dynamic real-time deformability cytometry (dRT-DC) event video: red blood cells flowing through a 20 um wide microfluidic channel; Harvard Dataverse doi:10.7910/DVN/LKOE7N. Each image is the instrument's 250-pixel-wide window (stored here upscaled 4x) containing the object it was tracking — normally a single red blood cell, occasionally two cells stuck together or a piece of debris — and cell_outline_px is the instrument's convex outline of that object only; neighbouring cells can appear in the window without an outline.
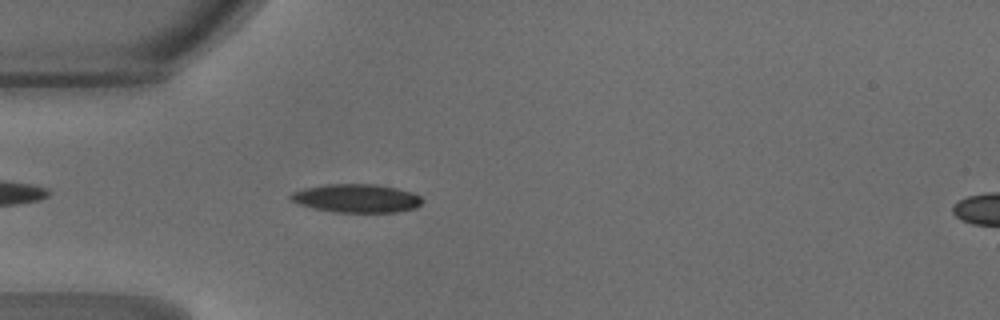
{"species": "common noctule bat (a hibernating species)", "species_latin": "Nyctalus noctula", "temperature_condition": "warm", "stored_images_in_passage": 33, "camera_frame_rate_fps": 3000, "um_per_image_px": 0.085, "animal": {"sex": "male", "body_mass_g": 18.8}, "frame": {"image": 1, "passage_image": 4, "time_ms": 1.0, "image_size_px": [1000, 320], "cell_outline_px": [[424, 200], [416, 208], [396, 212], [332, 212], [312, 208], [300, 204], [292, 200], [288, 196], [292, 192], [304, 188], [328, 184], [376, 184], [396, 188], [412, 192], [420, 196]], "centroid_in_image_um": [30.31, 16.85], "position_along_channel_um": 54.7, "area_um2": 21.85}}
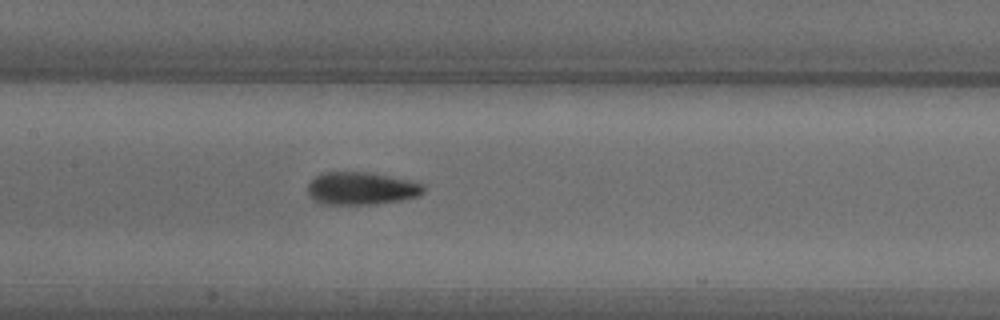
{"frame": {"image": 2, "passage_image": 13, "time_ms": 4.0, "image_size_px": [1000, 320], "cell_outline_px": [[424, 192], [416, 196], [400, 200], [376, 204], [320, 204], [312, 200], [308, 192], [308, 184], [316, 176], [324, 172], [368, 172], [416, 180], [424, 184]], "centroid_in_image_um": [30.73, 16.01], "position_along_channel_um": 176.7, "area_um2": 22.31}}
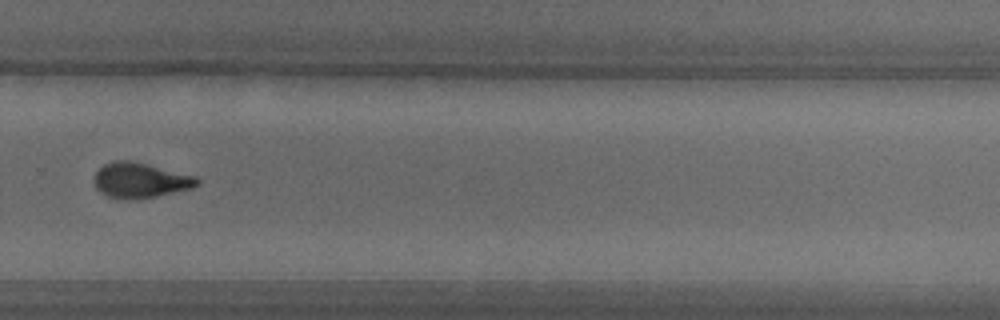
{"frame": {"image": 3, "passage_image": 23, "time_ms": 7.333, "image_size_px": [1000, 320], "cell_outline_px": [[200, 184], [192, 188], [156, 196], [108, 196], [100, 192], [96, 188], [92, 180], [96, 172], [104, 164], [116, 160], [128, 160], [148, 164], [196, 176], [200, 180]], "centroid_in_image_um": [11.94, 15.27], "position_along_channel_um": 317.9, "area_um2": 20.46}, "authors_computed_cell_mechanics": {"area_um2": 21.3282, "velocity_mm_per_s": 4.2546, "shape_relaxation_time_tau1_ms": 4.5551, "shape_relaxation_time_tau2_ms": 1.9344, "deformation_change_tau1": 0.1837, "deformation_change_tau2": 0.0954}}